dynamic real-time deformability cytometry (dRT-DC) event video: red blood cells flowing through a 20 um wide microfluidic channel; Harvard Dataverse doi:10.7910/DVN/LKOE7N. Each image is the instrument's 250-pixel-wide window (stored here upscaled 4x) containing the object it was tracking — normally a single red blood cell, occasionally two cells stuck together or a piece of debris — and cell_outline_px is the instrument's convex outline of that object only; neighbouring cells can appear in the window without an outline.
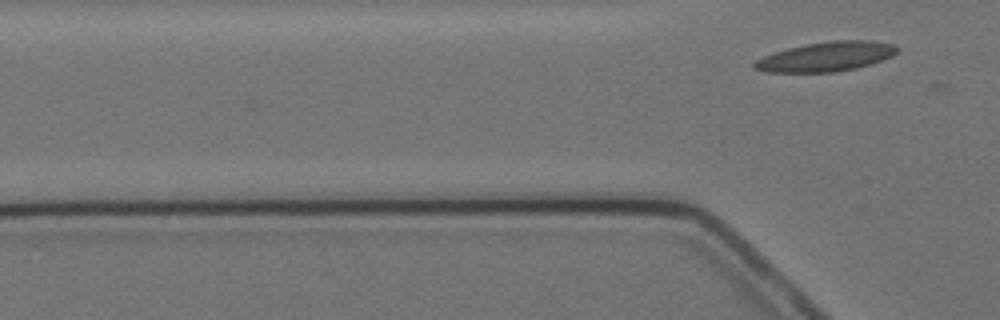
{"species": "Egyptian fruit bat (a non-hibernating species)", "species_latin": "Rousettus aegyptiacus", "temperature_condition": "cold", "stored_images_in_passage": 2, "camera_frame_rate_fps": 3000, "um_per_image_px": 0.085, "animal": {"sex": "female"}, "frame": {"image": 1, "passage_image": 2, "time_ms": 1.0, "image_size_px": [1000, 320], "cell_outline_px": [[896, 52], [892, 56], [856, 68], [836, 72], [764, 72], [752, 68], [752, 64], [756, 60], [764, 56], [788, 48], [828, 40], [868, 40], [896, 44]], "centroid_in_image_um": [70.19, 4.81], "position_along_channel_um": 55.6, "area_um2": 24.39}}